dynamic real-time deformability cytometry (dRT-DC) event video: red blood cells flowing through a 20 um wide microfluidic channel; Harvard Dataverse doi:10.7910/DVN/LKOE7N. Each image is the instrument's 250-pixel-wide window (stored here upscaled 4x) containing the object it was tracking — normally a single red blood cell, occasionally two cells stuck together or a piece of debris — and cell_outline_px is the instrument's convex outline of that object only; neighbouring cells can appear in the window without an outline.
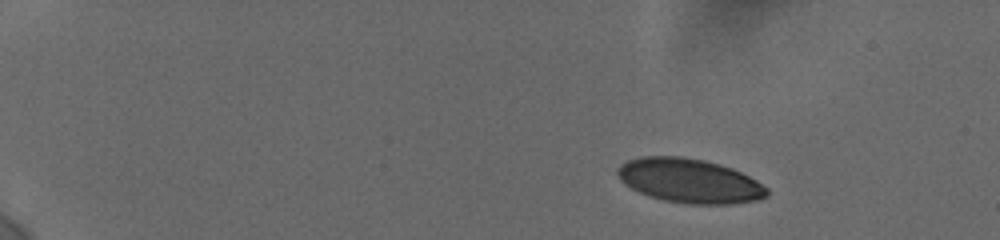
{"species": "human", "species_latin": "Homo sapiens", "temperature_condition": "cold", "stored_images_in_passage": 40, "camera_frame_rate_fps": 3000, "um_per_image_px": 0.085, "donor": {"sex": "female"}, "frame": {"image": 1, "passage_image": 1, "time_ms": 0.0, "image_size_px": [1000, 240], "cell_outline_px": [[768, 196], [756, 200], [728, 204], [688, 204], [664, 200], [640, 192], [624, 184], [620, 180], [616, 172], [616, 168], [620, 164], [628, 160], [644, 156], [680, 156], [704, 160], [720, 164], [732, 168], [756, 180], [768, 188]], "centroid_in_image_um": [58.6, 15.36], "position_along_channel_um": 26.4, "area_um2": 38.44}}
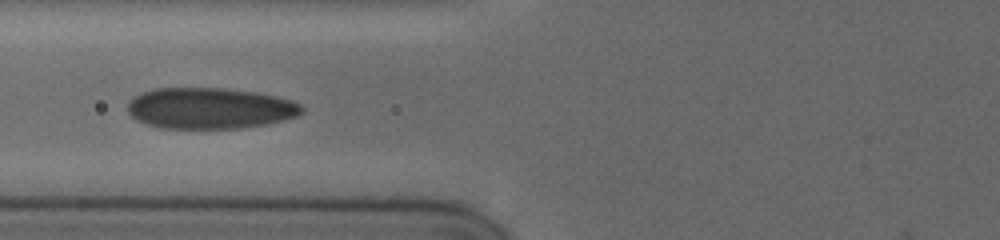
{"frame": {"image": 2, "passage_image": 18, "time_ms": 5.667, "image_size_px": [1000, 240], "cell_outline_px": [[304, 112], [296, 116], [284, 120], [268, 124], [240, 128], [160, 128], [144, 124], [136, 120], [128, 112], [128, 100], [144, 92], [156, 88], [224, 88], [256, 92], [276, 96], [292, 100], [300, 104], [304, 108]], "centroid_in_image_um": [17.85, 9.2], "position_along_channel_um": 107.9, "area_um2": 41.91}}
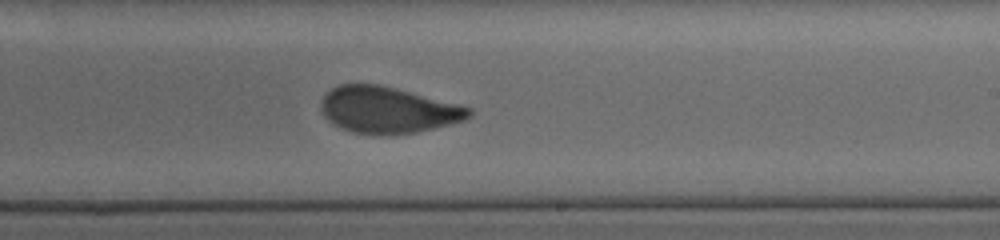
{"frame": {"image": 3, "passage_image": 39, "time_ms": 9.667, "image_size_px": [1000, 240], "cell_outline_px": [[472, 116], [464, 120], [452, 124], [416, 132], [380, 136], [352, 132], [328, 120], [324, 116], [320, 108], [320, 100], [332, 88], [340, 84], [380, 84], [460, 104], [472, 108]], "centroid_in_image_um": [32.99, 9.35], "position_along_channel_um": 256.0, "area_um2": 40.23}}